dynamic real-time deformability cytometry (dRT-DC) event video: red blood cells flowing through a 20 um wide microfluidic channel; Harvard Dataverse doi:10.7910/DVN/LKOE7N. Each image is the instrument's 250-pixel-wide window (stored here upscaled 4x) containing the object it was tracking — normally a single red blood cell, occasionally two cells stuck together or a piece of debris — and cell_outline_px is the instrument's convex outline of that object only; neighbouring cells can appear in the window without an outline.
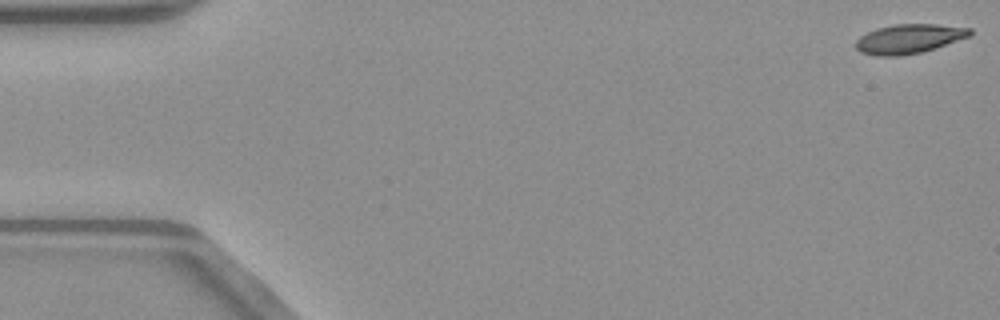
{"species": "common noctule bat (a hibernating species)", "species_latin": "Nyctalus noctula", "temperature_condition": "warm", "stored_images_in_passage": 51, "camera_frame_rate_fps": 3000, "um_per_image_px": 0.085, "animal": {"sex": "male", "body_mass_g": 23.1, "forearm_length_mm": 52.7}, "frame": {"image": 1, "passage_image": 1, "time_ms": 0.0, "image_size_px": [1000, 320], "cell_outline_px": [[972, 36], [936, 48], [920, 52], [900, 56], [876, 56], [860, 52], [856, 48], [856, 40], [860, 36], [876, 28], [896, 24], [936, 24], [972, 28]], "centroid_in_image_um": [77.29, 3.3], "position_along_channel_um": 7.7, "area_um2": 19.65}}
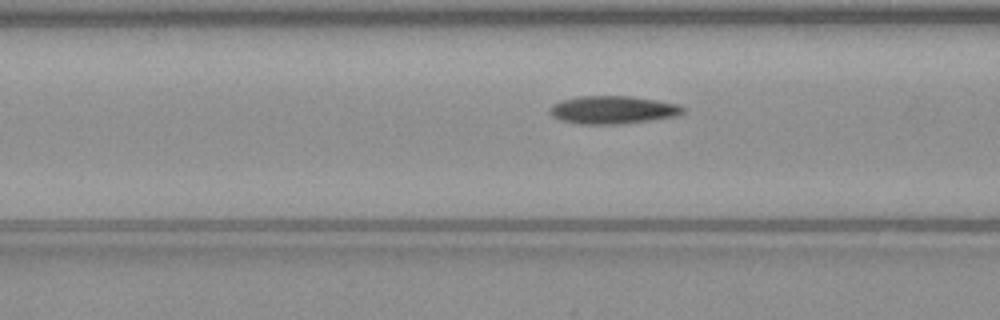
{"frame": {"image": 2, "passage_image": 20, "time_ms": 6.333, "image_size_px": [1000, 320], "cell_outline_px": [[684, 112], [676, 116], [652, 120], [620, 124], [580, 124], [560, 120], [552, 116], [548, 112], [548, 108], [552, 104], [560, 100], [580, 96], [632, 96], [680, 104], [684, 108]], "centroid_in_image_um": [52.06, 9.33], "position_along_channel_um": 114.5, "area_um2": 21.91}}
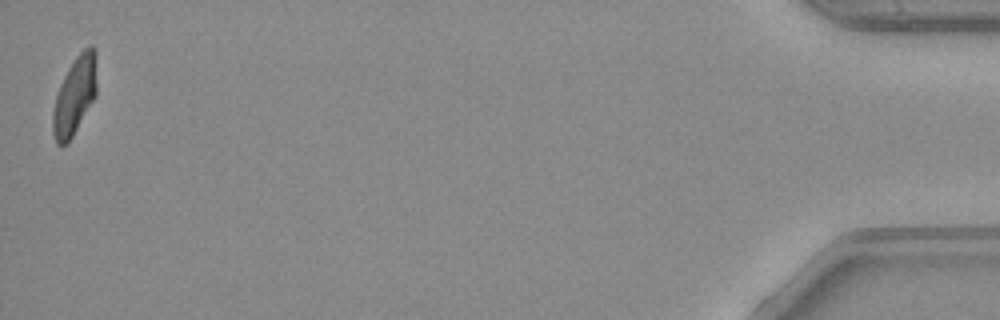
{"frame": {"image": 3, "passage_image": 51, "time_ms": 16.667, "image_size_px": [1000, 320], "cell_outline_px": [[96, 96], [72, 136], [64, 144], [56, 144], [52, 132], [52, 112], [56, 96], [60, 84], [68, 68], [76, 56], [88, 44], [92, 44], [96, 48]], "centroid_in_image_um": [6.36, 8.07], "position_along_channel_um": 428.8, "area_um2": 20.0}, "authors_computed_cell_mechanics": {"area_um2": 20.808, "velocity_mm_per_s": 4.031, "shape_relaxation_time_tau1_ms": 4.3972, "shape_relaxation_time_tau2_ms": 1.7281, "deformation_change_tau1": 0.1808, "deformation_change_tau2": 0.0839}}